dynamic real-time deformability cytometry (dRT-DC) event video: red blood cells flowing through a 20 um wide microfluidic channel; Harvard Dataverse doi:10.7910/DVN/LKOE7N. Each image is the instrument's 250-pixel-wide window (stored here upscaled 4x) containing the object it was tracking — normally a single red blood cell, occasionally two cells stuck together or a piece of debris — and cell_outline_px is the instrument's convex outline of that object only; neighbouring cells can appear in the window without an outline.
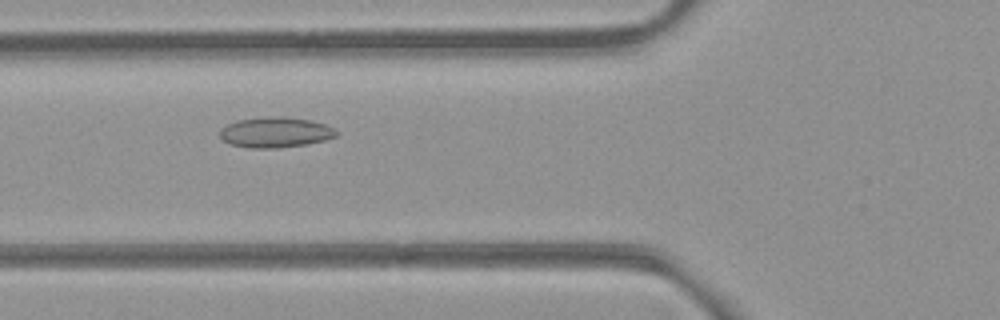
{"species": "common noctule bat (a hibernating species)", "species_latin": "Nyctalus noctula", "temperature_condition": "room temperature", "stored_images_in_passage": 4, "camera_frame_rate_fps": 3000, "um_per_image_px": 0.085, "animal": {"sex": "female", "body_mass_g": 21.9}, "frame": {"image": 1, "passage_image": 3, "time_ms": 0.667, "image_size_px": [1000, 320], "cell_outline_px": [[340, 132], [336, 136], [324, 140], [308, 144], [276, 148], [248, 148], [232, 144], [224, 140], [220, 136], [220, 128], [236, 120], [268, 116], [284, 116], [312, 120], [324, 124]], "centroid_in_image_um": [23.42, 11.24], "position_along_channel_um": 102.4, "area_um2": 20.75}}
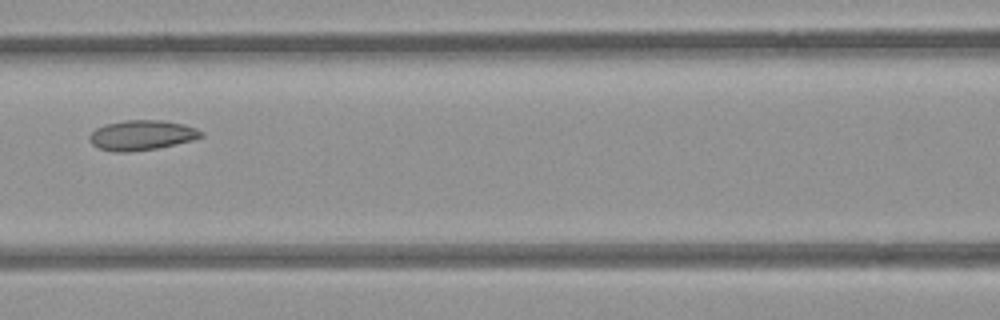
{"frame": {"image": 2, "passage_image": 4, "time_ms": 1.0, "image_size_px": [1000, 320], "cell_outline_px": [[204, 136], [192, 140], [156, 148], [128, 152], [112, 152], [100, 148], [92, 144], [88, 136], [96, 128], [104, 124], [124, 120], [164, 120], [184, 124], [196, 128], [204, 132]], "centroid_in_image_um": [12.05, 11.48], "position_along_channel_um": 154.6, "area_um2": 19.54}}